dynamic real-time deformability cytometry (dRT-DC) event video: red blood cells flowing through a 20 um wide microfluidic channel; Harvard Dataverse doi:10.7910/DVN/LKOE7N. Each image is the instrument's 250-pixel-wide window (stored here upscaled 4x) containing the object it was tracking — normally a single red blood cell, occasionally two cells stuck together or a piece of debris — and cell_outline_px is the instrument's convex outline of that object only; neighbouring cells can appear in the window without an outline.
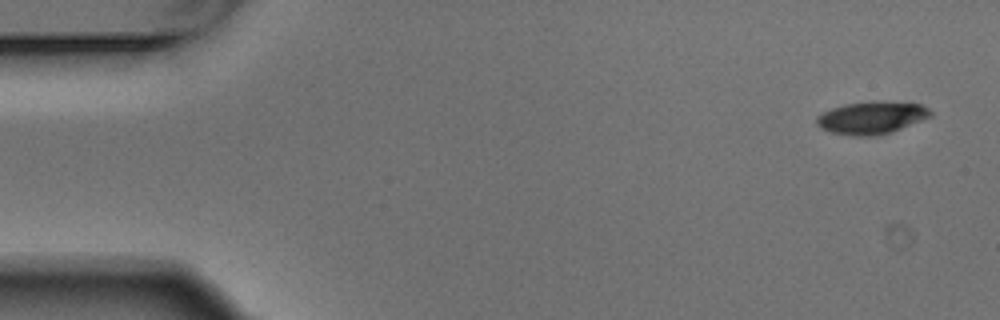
{"species": "Egyptian fruit bat (a non-hibernating species)", "species_latin": "Rousettus aegyptiacus", "temperature_condition": "warm", "stored_images_in_passage": 5, "camera_frame_rate_fps": 3000, "um_per_image_px": 0.085, "animal": {"sex": "male"}, "frame": {"image": 1, "passage_image": 1, "time_ms": 0.0, "image_size_px": [1000, 320], "cell_outline_px": [[932, 116], [892, 132], [876, 136], [852, 136], [832, 132], [820, 128], [816, 124], [816, 116], [832, 108], [848, 104], [876, 100], [920, 104], [928, 108], [932, 112]], "centroid_in_image_um": [74.09, 10.01], "position_along_channel_um": 10.9, "area_um2": 21.62}}
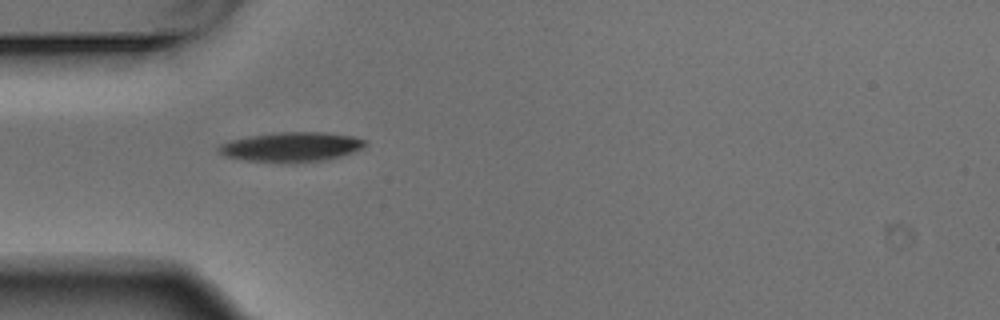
{"frame": {"image": 2, "passage_image": 4, "time_ms": 1.0, "image_size_px": [1000, 320], "cell_outline_px": [[368, 144], [352, 152], [328, 160], [292, 164], [244, 160], [224, 156], [216, 152], [216, 148], [220, 144], [232, 140], [252, 136], [276, 132], [324, 132], [352, 136], [364, 140]], "centroid_in_image_um": [24.73, 12.51], "position_along_channel_um": 60.3, "area_um2": 25.55}}
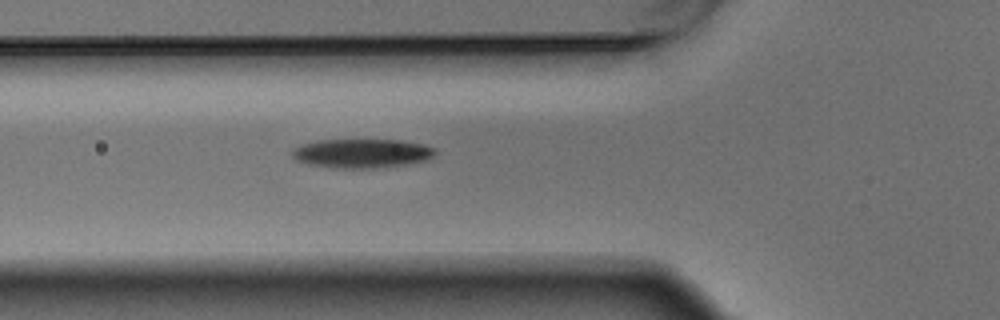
{"frame": {"image": 3, "passage_image": 5, "time_ms": 1.333, "image_size_px": [1000, 320], "cell_outline_px": [[436, 152], [428, 160], [380, 168], [332, 168], [308, 164], [296, 160], [292, 156], [292, 148], [300, 144], [316, 140], [400, 140], [424, 144], [436, 148]], "centroid_in_image_um": [30.73, 13.03], "position_along_channel_um": 95.1, "area_um2": 24.45}}